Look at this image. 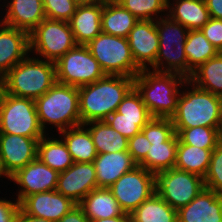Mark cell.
Returning <instances> with one entry per match:
<instances>
[{
    "instance_id": "f35d334b",
    "label": "cell",
    "mask_w": 222,
    "mask_h": 222,
    "mask_svg": "<svg viewBox=\"0 0 222 222\" xmlns=\"http://www.w3.org/2000/svg\"><path fill=\"white\" fill-rule=\"evenodd\" d=\"M149 142H166L174 133V126L170 118H151L141 129Z\"/></svg>"
},
{
    "instance_id": "681fc988",
    "label": "cell",
    "mask_w": 222,
    "mask_h": 222,
    "mask_svg": "<svg viewBox=\"0 0 222 222\" xmlns=\"http://www.w3.org/2000/svg\"><path fill=\"white\" fill-rule=\"evenodd\" d=\"M109 0H75L78 5H85V4H104Z\"/></svg>"
},
{
    "instance_id": "d590c367",
    "label": "cell",
    "mask_w": 222,
    "mask_h": 222,
    "mask_svg": "<svg viewBox=\"0 0 222 222\" xmlns=\"http://www.w3.org/2000/svg\"><path fill=\"white\" fill-rule=\"evenodd\" d=\"M151 118L124 117L117 112L111 114L105 121L127 139L139 133Z\"/></svg>"
},
{
    "instance_id": "f907efd6",
    "label": "cell",
    "mask_w": 222,
    "mask_h": 222,
    "mask_svg": "<svg viewBox=\"0 0 222 222\" xmlns=\"http://www.w3.org/2000/svg\"><path fill=\"white\" fill-rule=\"evenodd\" d=\"M6 176V177H5ZM1 177H5L7 178L8 180H10V177L9 175L4 171L3 169V166H2V162H1V159H0V178Z\"/></svg>"
},
{
    "instance_id": "ee69618b",
    "label": "cell",
    "mask_w": 222,
    "mask_h": 222,
    "mask_svg": "<svg viewBox=\"0 0 222 222\" xmlns=\"http://www.w3.org/2000/svg\"><path fill=\"white\" fill-rule=\"evenodd\" d=\"M57 222H90L83 209L77 204Z\"/></svg>"
},
{
    "instance_id": "4dcf8cb0",
    "label": "cell",
    "mask_w": 222,
    "mask_h": 222,
    "mask_svg": "<svg viewBox=\"0 0 222 222\" xmlns=\"http://www.w3.org/2000/svg\"><path fill=\"white\" fill-rule=\"evenodd\" d=\"M213 150L183 144L178 139L175 168L198 175L204 179Z\"/></svg>"
},
{
    "instance_id": "8992f818",
    "label": "cell",
    "mask_w": 222,
    "mask_h": 222,
    "mask_svg": "<svg viewBox=\"0 0 222 222\" xmlns=\"http://www.w3.org/2000/svg\"><path fill=\"white\" fill-rule=\"evenodd\" d=\"M159 48L153 71L176 73L188 79V62L184 47L189 30L169 16L156 20Z\"/></svg>"
},
{
    "instance_id": "bcb514c9",
    "label": "cell",
    "mask_w": 222,
    "mask_h": 222,
    "mask_svg": "<svg viewBox=\"0 0 222 222\" xmlns=\"http://www.w3.org/2000/svg\"><path fill=\"white\" fill-rule=\"evenodd\" d=\"M15 222H54L44 218H38L32 215L23 213L20 209L16 215Z\"/></svg>"
},
{
    "instance_id": "c3c4849f",
    "label": "cell",
    "mask_w": 222,
    "mask_h": 222,
    "mask_svg": "<svg viewBox=\"0 0 222 222\" xmlns=\"http://www.w3.org/2000/svg\"><path fill=\"white\" fill-rule=\"evenodd\" d=\"M5 95H6L5 75L0 74V105L2 101L4 100Z\"/></svg>"
},
{
    "instance_id": "30bf717a",
    "label": "cell",
    "mask_w": 222,
    "mask_h": 222,
    "mask_svg": "<svg viewBox=\"0 0 222 222\" xmlns=\"http://www.w3.org/2000/svg\"><path fill=\"white\" fill-rule=\"evenodd\" d=\"M56 82L82 87L105 76L86 45H76L55 62Z\"/></svg>"
},
{
    "instance_id": "ab89813d",
    "label": "cell",
    "mask_w": 222,
    "mask_h": 222,
    "mask_svg": "<svg viewBox=\"0 0 222 222\" xmlns=\"http://www.w3.org/2000/svg\"><path fill=\"white\" fill-rule=\"evenodd\" d=\"M47 19L68 22L78 4L75 0H42Z\"/></svg>"
},
{
    "instance_id": "44dd1931",
    "label": "cell",
    "mask_w": 222,
    "mask_h": 222,
    "mask_svg": "<svg viewBox=\"0 0 222 222\" xmlns=\"http://www.w3.org/2000/svg\"><path fill=\"white\" fill-rule=\"evenodd\" d=\"M92 163L98 188H109L123 174L138 165L128 151L97 154Z\"/></svg>"
},
{
    "instance_id": "9c48e42d",
    "label": "cell",
    "mask_w": 222,
    "mask_h": 222,
    "mask_svg": "<svg viewBox=\"0 0 222 222\" xmlns=\"http://www.w3.org/2000/svg\"><path fill=\"white\" fill-rule=\"evenodd\" d=\"M0 133L42 138L35 100L5 95L0 105Z\"/></svg>"
},
{
    "instance_id": "f546056e",
    "label": "cell",
    "mask_w": 222,
    "mask_h": 222,
    "mask_svg": "<svg viewBox=\"0 0 222 222\" xmlns=\"http://www.w3.org/2000/svg\"><path fill=\"white\" fill-rule=\"evenodd\" d=\"M187 80L202 90L222 97V52L199 65Z\"/></svg>"
},
{
    "instance_id": "ac0fdd59",
    "label": "cell",
    "mask_w": 222,
    "mask_h": 222,
    "mask_svg": "<svg viewBox=\"0 0 222 222\" xmlns=\"http://www.w3.org/2000/svg\"><path fill=\"white\" fill-rule=\"evenodd\" d=\"M28 55L29 33L0 21V74L5 75Z\"/></svg>"
},
{
    "instance_id": "f6af8a7d",
    "label": "cell",
    "mask_w": 222,
    "mask_h": 222,
    "mask_svg": "<svg viewBox=\"0 0 222 222\" xmlns=\"http://www.w3.org/2000/svg\"><path fill=\"white\" fill-rule=\"evenodd\" d=\"M210 18L222 19V0H205Z\"/></svg>"
},
{
    "instance_id": "52a82bcc",
    "label": "cell",
    "mask_w": 222,
    "mask_h": 222,
    "mask_svg": "<svg viewBox=\"0 0 222 222\" xmlns=\"http://www.w3.org/2000/svg\"><path fill=\"white\" fill-rule=\"evenodd\" d=\"M105 75L135 77L141 69L136 65L128 39L101 32L87 45Z\"/></svg>"
},
{
    "instance_id": "cb8c5ba5",
    "label": "cell",
    "mask_w": 222,
    "mask_h": 222,
    "mask_svg": "<svg viewBox=\"0 0 222 222\" xmlns=\"http://www.w3.org/2000/svg\"><path fill=\"white\" fill-rule=\"evenodd\" d=\"M78 205L89 220L113 218L125 214L109 188L92 190Z\"/></svg>"
},
{
    "instance_id": "74e56055",
    "label": "cell",
    "mask_w": 222,
    "mask_h": 222,
    "mask_svg": "<svg viewBox=\"0 0 222 222\" xmlns=\"http://www.w3.org/2000/svg\"><path fill=\"white\" fill-rule=\"evenodd\" d=\"M205 188L213 190L222 196V146L214 148L206 175L204 176Z\"/></svg>"
},
{
    "instance_id": "2e32d148",
    "label": "cell",
    "mask_w": 222,
    "mask_h": 222,
    "mask_svg": "<svg viewBox=\"0 0 222 222\" xmlns=\"http://www.w3.org/2000/svg\"><path fill=\"white\" fill-rule=\"evenodd\" d=\"M136 65L141 70L155 64L159 48V35L154 20H138L127 37Z\"/></svg>"
},
{
    "instance_id": "ffe728a7",
    "label": "cell",
    "mask_w": 222,
    "mask_h": 222,
    "mask_svg": "<svg viewBox=\"0 0 222 222\" xmlns=\"http://www.w3.org/2000/svg\"><path fill=\"white\" fill-rule=\"evenodd\" d=\"M5 16L0 21L29 34L46 18L42 0H4Z\"/></svg>"
},
{
    "instance_id": "7a4b0ae2",
    "label": "cell",
    "mask_w": 222,
    "mask_h": 222,
    "mask_svg": "<svg viewBox=\"0 0 222 222\" xmlns=\"http://www.w3.org/2000/svg\"><path fill=\"white\" fill-rule=\"evenodd\" d=\"M186 80L184 76L176 73L146 69L134 77V88L153 118L171 119Z\"/></svg>"
},
{
    "instance_id": "7c38bea8",
    "label": "cell",
    "mask_w": 222,
    "mask_h": 222,
    "mask_svg": "<svg viewBox=\"0 0 222 222\" xmlns=\"http://www.w3.org/2000/svg\"><path fill=\"white\" fill-rule=\"evenodd\" d=\"M109 189L124 213L131 214L155 192V174L137 165L123 174Z\"/></svg>"
},
{
    "instance_id": "836d02e7",
    "label": "cell",
    "mask_w": 222,
    "mask_h": 222,
    "mask_svg": "<svg viewBox=\"0 0 222 222\" xmlns=\"http://www.w3.org/2000/svg\"><path fill=\"white\" fill-rule=\"evenodd\" d=\"M212 127L174 128L183 144L203 149H214L219 144V130Z\"/></svg>"
},
{
    "instance_id": "b9f144b4",
    "label": "cell",
    "mask_w": 222,
    "mask_h": 222,
    "mask_svg": "<svg viewBox=\"0 0 222 222\" xmlns=\"http://www.w3.org/2000/svg\"><path fill=\"white\" fill-rule=\"evenodd\" d=\"M208 41L222 52V19L210 18L209 21L201 28Z\"/></svg>"
},
{
    "instance_id": "7dc6e473",
    "label": "cell",
    "mask_w": 222,
    "mask_h": 222,
    "mask_svg": "<svg viewBox=\"0 0 222 222\" xmlns=\"http://www.w3.org/2000/svg\"><path fill=\"white\" fill-rule=\"evenodd\" d=\"M90 222H131V217L130 214L125 213L122 216H117L113 218L94 219L90 220Z\"/></svg>"
},
{
    "instance_id": "4316f807",
    "label": "cell",
    "mask_w": 222,
    "mask_h": 222,
    "mask_svg": "<svg viewBox=\"0 0 222 222\" xmlns=\"http://www.w3.org/2000/svg\"><path fill=\"white\" fill-rule=\"evenodd\" d=\"M59 133L74 162H93L97 157L92 136L83 124Z\"/></svg>"
},
{
    "instance_id": "7402d4cb",
    "label": "cell",
    "mask_w": 222,
    "mask_h": 222,
    "mask_svg": "<svg viewBox=\"0 0 222 222\" xmlns=\"http://www.w3.org/2000/svg\"><path fill=\"white\" fill-rule=\"evenodd\" d=\"M103 4L78 5L68 21L77 45H87L101 31Z\"/></svg>"
},
{
    "instance_id": "277c9868",
    "label": "cell",
    "mask_w": 222,
    "mask_h": 222,
    "mask_svg": "<svg viewBox=\"0 0 222 222\" xmlns=\"http://www.w3.org/2000/svg\"><path fill=\"white\" fill-rule=\"evenodd\" d=\"M39 123L44 133L52 124L59 132L81 124L77 87L56 82L35 100Z\"/></svg>"
},
{
    "instance_id": "5b68a950",
    "label": "cell",
    "mask_w": 222,
    "mask_h": 222,
    "mask_svg": "<svg viewBox=\"0 0 222 222\" xmlns=\"http://www.w3.org/2000/svg\"><path fill=\"white\" fill-rule=\"evenodd\" d=\"M29 56L5 74L6 93L36 100L56 83L55 63Z\"/></svg>"
},
{
    "instance_id": "3957f363",
    "label": "cell",
    "mask_w": 222,
    "mask_h": 222,
    "mask_svg": "<svg viewBox=\"0 0 222 222\" xmlns=\"http://www.w3.org/2000/svg\"><path fill=\"white\" fill-rule=\"evenodd\" d=\"M183 88L185 89L181 90L177 109L171 118L174 128H221L222 97L202 90L188 80Z\"/></svg>"
},
{
    "instance_id": "7bdbcfd3",
    "label": "cell",
    "mask_w": 222,
    "mask_h": 222,
    "mask_svg": "<svg viewBox=\"0 0 222 222\" xmlns=\"http://www.w3.org/2000/svg\"><path fill=\"white\" fill-rule=\"evenodd\" d=\"M7 200L0 198V222H15L19 211V202L17 199ZM13 201V202H12Z\"/></svg>"
},
{
    "instance_id": "f1b7e54d",
    "label": "cell",
    "mask_w": 222,
    "mask_h": 222,
    "mask_svg": "<svg viewBox=\"0 0 222 222\" xmlns=\"http://www.w3.org/2000/svg\"><path fill=\"white\" fill-rule=\"evenodd\" d=\"M83 125L87 126L92 136L97 154L128 151V139L106 121H92Z\"/></svg>"
},
{
    "instance_id": "603a6c76",
    "label": "cell",
    "mask_w": 222,
    "mask_h": 222,
    "mask_svg": "<svg viewBox=\"0 0 222 222\" xmlns=\"http://www.w3.org/2000/svg\"><path fill=\"white\" fill-rule=\"evenodd\" d=\"M167 0V16L188 30L201 29L210 19L205 0Z\"/></svg>"
},
{
    "instance_id": "8fae6325",
    "label": "cell",
    "mask_w": 222,
    "mask_h": 222,
    "mask_svg": "<svg viewBox=\"0 0 222 222\" xmlns=\"http://www.w3.org/2000/svg\"><path fill=\"white\" fill-rule=\"evenodd\" d=\"M204 188L203 178L175 167L155 174L156 193L175 210L189 204Z\"/></svg>"
},
{
    "instance_id": "d4e9b609",
    "label": "cell",
    "mask_w": 222,
    "mask_h": 222,
    "mask_svg": "<svg viewBox=\"0 0 222 222\" xmlns=\"http://www.w3.org/2000/svg\"><path fill=\"white\" fill-rule=\"evenodd\" d=\"M138 20L118 1L109 0L103 4L101 31L110 35L127 38Z\"/></svg>"
},
{
    "instance_id": "d6986e66",
    "label": "cell",
    "mask_w": 222,
    "mask_h": 222,
    "mask_svg": "<svg viewBox=\"0 0 222 222\" xmlns=\"http://www.w3.org/2000/svg\"><path fill=\"white\" fill-rule=\"evenodd\" d=\"M177 222H222V196L204 188L189 204L177 210Z\"/></svg>"
},
{
    "instance_id": "e0dca14e",
    "label": "cell",
    "mask_w": 222,
    "mask_h": 222,
    "mask_svg": "<svg viewBox=\"0 0 222 222\" xmlns=\"http://www.w3.org/2000/svg\"><path fill=\"white\" fill-rule=\"evenodd\" d=\"M77 204L56 190L35 193L19 202V209L38 218L59 221Z\"/></svg>"
},
{
    "instance_id": "9a60e30c",
    "label": "cell",
    "mask_w": 222,
    "mask_h": 222,
    "mask_svg": "<svg viewBox=\"0 0 222 222\" xmlns=\"http://www.w3.org/2000/svg\"><path fill=\"white\" fill-rule=\"evenodd\" d=\"M98 188L92 162H74L59 173L56 191L79 204L92 190Z\"/></svg>"
},
{
    "instance_id": "60d3db41",
    "label": "cell",
    "mask_w": 222,
    "mask_h": 222,
    "mask_svg": "<svg viewBox=\"0 0 222 222\" xmlns=\"http://www.w3.org/2000/svg\"><path fill=\"white\" fill-rule=\"evenodd\" d=\"M150 146L151 143L142 131L128 139V152L137 164L147 156Z\"/></svg>"
},
{
    "instance_id": "d6a6232c",
    "label": "cell",
    "mask_w": 222,
    "mask_h": 222,
    "mask_svg": "<svg viewBox=\"0 0 222 222\" xmlns=\"http://www.w3.org/2000/svg\"><path fill=\"white\" fill-rule=\"evenodd\" d=\"M131 222H177V210L156 192L131 214Z\"/></svg>"
},
{
    "instance_id": "4fadbf2b",
    "label": "cell",
    "mask_w": 222,
    "mask_h": 222,
    "mask_svg": "<svg viewBox=\"0 0 222 222\" xmlns=\"http://www.w3.org/2000/svg\"><path fill=\"white\" fill-rule=\"evenodd\" d=\"M59 173L43 163L38 157L27 164L24 168L17 170L10 181L18 186L20 202L24 197L51 190H56ZM20 186V187H19Z\"/></svg>"
},
{
    "instance_id": "83f0119b",
    "label": "cell",
    "mask_w": 222,
    "mask_h": 222,
    "mask_svg": "<svg viewBox=\"0 0 222 222\" xmlns=\"http://www.w3.org/2000/svg\"><path fill=\"white\" fill-rule=\"evenodd\" d=\"M48 136L49 133L39 140L37 157L58 173L64 172L74 163L72 156L60 136L57 138Z\"/></svg>"
},
{
    "instance_id": "816d5d0a",
    "label": "cell",
    "mask_w": 222,
    "mask_h": 222,
    "mask_svg": "<svg viewBox=\"0 0 222 222\" xmlns=\"http://www.w3.org/2000/svg\"><path fill=\"white\" fill-rule=\"evenodd\" d=\"M219 145L222 146V127L219 130Z\"/></svg>"
},
{
    "instance_id": "ba28073f",
    "label": "cell",
    "mask_w": 222,
    "mask_h": 222,
    "mask_svg": "<svg viewBox=\"0 0 222 222\" xmlns=\"http://www.w3.org/2000/svg\"><path fill=\"white\" fill-rule=\"evenodd\" d=\"M29 42L30 54L54 63L77 45L68 22L47 18L29 34Z\"/></svg>"
},
{
    "instance_id": "484cf974",
    "label": "cell",
    "mask_w": 222,
    "mask_h": 222,
    "mask_svg": "<svg viewBox=\"0 0 222 222\" xmlns=\"http://www.w3.org/2000/svg\"><path fill=\"white\" fill-rule=\"evenodd\" d=\"M178 135L174 133L166 142H150L147 156L138 164L154 174L175 167Z\"/></svg>"
},
{
    "instance_id": "8d00e7d4",
    "label": "cell",
    "mask_w": 222,
    "mask_h": 222,
    "mask_svg": "<svg viewBox=\"0 0 222 222\" xmlns=\"http://www.w3.org/2000/svg\"><path fill=\"white\" fill-rule=\"evenodd\" d=\"M116 112L124 117L152 118L142 101L140 94L134 87L123 98L122 102L118 105Z\"/></svg>"
},
{
    "instance_id": "e575fe53",
    "label": "cell",
    "mask_w": 222,
    "mask_h": 222,
    "mask_svg": "<svg viewBox=\"0 0 222 222\" xmlns=\"http://www.w3.org/2000/svg\"><path fill=\"white\" fill-rule=\"evenodd\" d=\"M116 1H118L125 9L131 12L139 20L156 21L157 19L167 15L166 13L167 0H116Z\"/></svg>"
},
{
    "instance_id": "6da1fadb",
    "label": "cell",
    "mask_w": 222,
    "mask_h": 222,
    "mask_svg": "<svg viewBox=\"0 0 222 222\" xmlns=\"http://www.w3.org/2000/svg\"><path fill=\"white\" fill-rule=\"evenodd\" d=\"M133 87L134 78L121 75H105L96 82L79 87L81 124L105 121L116 112L118 105Z\"/></svg>"
},
{
    "instance_id": "1f68e13d",
    "label": "cell",
    "mask_w": 222,
    "mask_h": 222,
    "mask_svg": "<svg viewBox=\"0 0 222 222\" xmlns=\"http://www.w3.org/2000/svg\"><path fill=\"white\" fill-rule=\"evenodd\" d=\"M184 51L188 62V78L199 65L220 53L218 49L208 41L201 29L189 30Z\"/></svg>"
},
{
    "instance_id": "5bb4252c",
    "label": "cell",
    "mask_w": 222,
    "mask_h": 222,
    "mask_svg": "<svg viewBox=\"0 0 222 222\" xmlns=\"http://www.w3.org/2000/svg\"><path fill=\"white\" fill-rule=\"evenodd\" d=\"M40 139L0 133V159L9 177L37 158Z\"/></svg>"
}]
</instances>
